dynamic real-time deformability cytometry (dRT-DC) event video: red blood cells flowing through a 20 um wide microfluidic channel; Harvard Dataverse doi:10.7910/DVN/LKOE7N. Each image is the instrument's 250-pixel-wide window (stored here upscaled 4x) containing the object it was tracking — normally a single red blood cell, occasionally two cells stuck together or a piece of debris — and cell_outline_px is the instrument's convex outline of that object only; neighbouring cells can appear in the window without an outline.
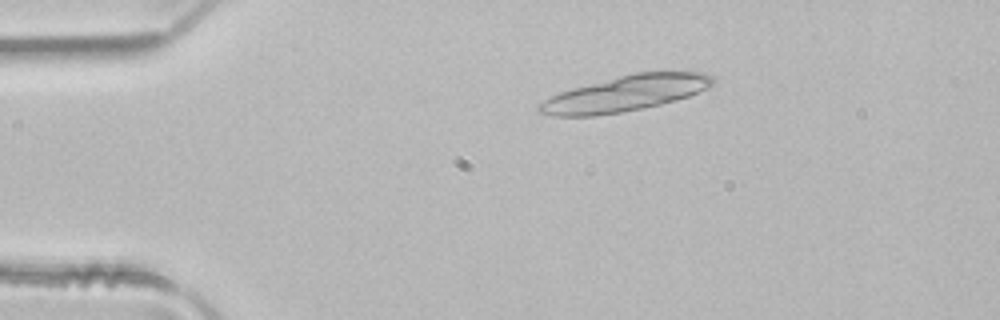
{"species": "common noctule bat (a hibernating species)", "species_latin": "Nyctalus noctula", "temperature_condition": "room temperature", "stored_images_in_passage": 4, "camera_frame_rate_fps": 3000, "um_per_image_px": 0.085, "animal": {"sex": "male", "body_mass_g": 21.5, "forearm_length_mm": 52.0}, "frame": {"image": 1, "passage_image": 4, "time_ms": 1.0, "image_size_px": [1000, 320], "cell_outline_px": [[716, 80], [708, 88], [688, 96], [676, 100], [660, 104], [620, 112], [596, 116], [552, 116], [536, 112], [536, 104], [560, 92], [572, 88], [632, 72], [704, 72], [712, 76]], "centroid_in_image_um": [53.12, 7.94], "position_along_channel_um": 31.9, "area_um2": 36.01}}